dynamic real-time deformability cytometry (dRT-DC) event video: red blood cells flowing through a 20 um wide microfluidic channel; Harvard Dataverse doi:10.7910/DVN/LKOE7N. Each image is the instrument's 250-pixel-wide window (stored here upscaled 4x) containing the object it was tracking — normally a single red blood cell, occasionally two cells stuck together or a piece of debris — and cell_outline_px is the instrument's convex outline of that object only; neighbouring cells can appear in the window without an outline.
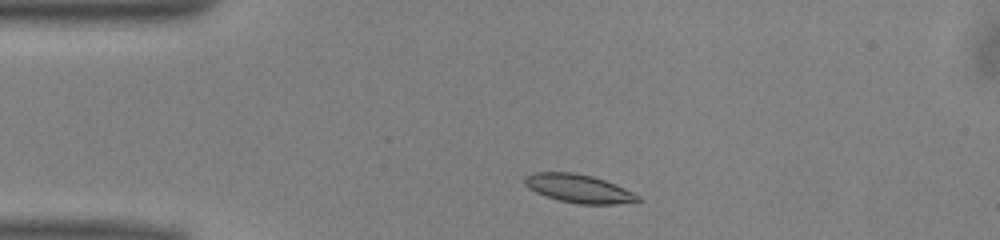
{"species": "common noctule bat (a hibernating species)", "species_latin": "Nyctalus noctula", "temperature_condition": "warm", "stored_images_in_passage": 41, "camera_frame_rate_fps": 3000, "um_per_image_px": 0.085, "animal": {"sex": "male", "body_mass_g": 13.0, "forearm_length_mm": 53.1}, "frame": {"image": 1, "passage_image": 1, "time_ms": 0.0, "image_size_px": [1000, 240], "cell_outline_px": [[640, 200], [616, 204], [580, 204], [560, 200], [536, 192], [528, 188], [524, 184], [524, 176], [532, 172], [572, 172], [592, 176], [616, 184], [640, 196]], "centroid_in_image_um": [49.15, 16.01], "position_along_channel_um": 35.8, "area_um2": 18.55}}
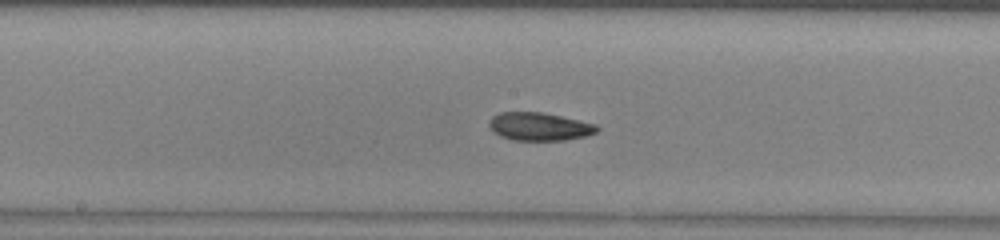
{"frame": {"image": 2, "passage_image": 16, "time_ms": 5.0, "image_size_px": [1000, 240], "cell_outline_px": [[600, 128], [596, 132], [584, 136], [564, 140], [512, 140], [500, 136], [488, 124], [492, 116], [500, 112], [540, 112], [560, 116], [596, 124]], "centroid_in_image_um": [45.84, 10.75], "position_along_channel_um": 202.4, "area_um2": 17.4}}
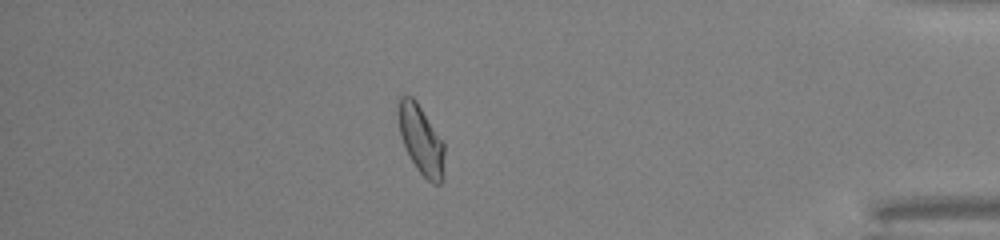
{"frame": {"image": 3, "passage_image": 34, "time_ms": 11.0, "image_size_px": [1000, 240], "cell_outline_px": [[444, 176], [440, 184], [432, 184], [416, 168], [400, 136], [396, 104], [400, 96], [412, 96], [416, 100], [444, 144]], "centroid_in_image_um": [35.77, 11.87], "position_along_channel_um": 399.4, "area_um2": 18.5}, "authors_computed_cell_mechanics": {"area_um2": 18.1492, "velocity_mm_per_s": 4.0169, "shape_relaxation_time_tau1_ms": null, "shape_relaxation_time_tau2_ms": 4.5087, "deformation_change_tau1": null, "deformation_change_tau2": 0.0979}}